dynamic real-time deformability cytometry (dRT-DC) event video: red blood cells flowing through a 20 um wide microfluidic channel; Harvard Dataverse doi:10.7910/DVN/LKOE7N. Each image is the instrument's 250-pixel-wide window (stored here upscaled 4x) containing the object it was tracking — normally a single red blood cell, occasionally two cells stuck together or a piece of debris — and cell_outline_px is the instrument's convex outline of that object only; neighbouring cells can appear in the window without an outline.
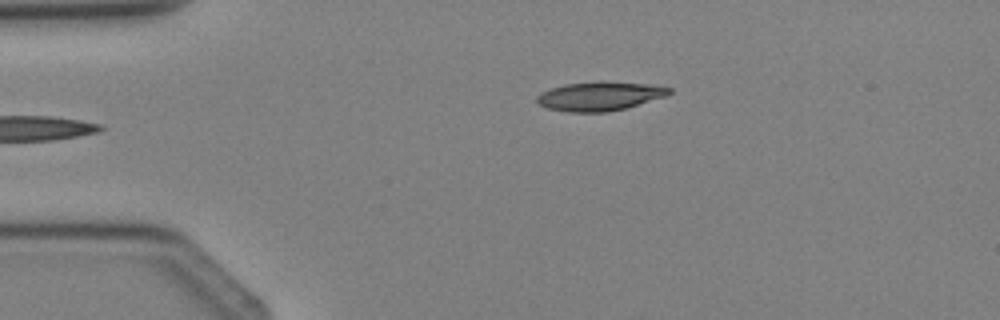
{"species": "Egyptian fruit bat (a non-hibernating species)", "species_latin": "Rousettus aegyptiacus", "temperature_condition": "cold", "stored_images_in_passage": 2, "camera_frame_rate_fps": 3000, "um_per_image_px": 0.085, "animal": {"sex": "female"}, "frame": {"image": 1, "passage_image": 2, "time_ms": 1.333, "image_size_px": [1000, 320], "cell_outline_px": [[672, 92], [668, 96], [624, 108], [608, 112], [568, 112], [548, 108], [540, 104], [536, 100], [536, 96], [540, 92], [564, 84], [648, 84], [672, 88]], "centroid_in_image_um": [50.97, 8.22], "position_along_channel_um": 34.0, "area_um2": 21.33}}